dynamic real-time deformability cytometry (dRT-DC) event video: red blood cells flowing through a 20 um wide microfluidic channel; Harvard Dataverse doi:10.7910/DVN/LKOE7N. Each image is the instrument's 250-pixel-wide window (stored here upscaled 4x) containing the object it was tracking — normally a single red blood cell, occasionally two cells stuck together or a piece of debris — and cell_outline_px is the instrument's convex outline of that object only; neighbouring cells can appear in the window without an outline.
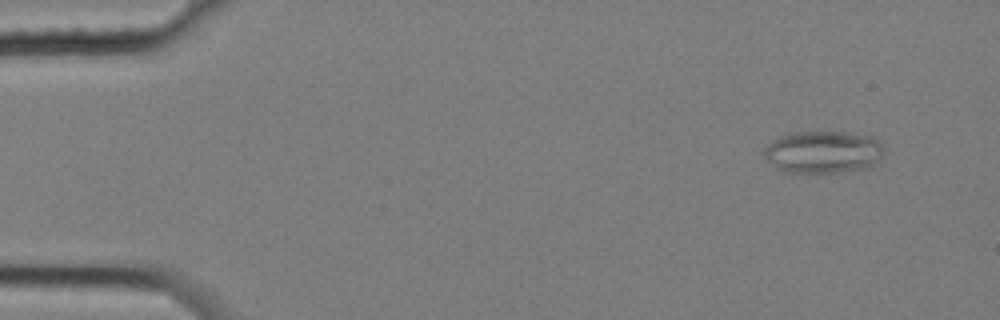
{"species": "common noctule bat (a hibernating species)", "species_latin": "Nyctalus noctula", "temperature_condition": "cold", "stored_images_in_passage": 6, "camera_frame_rate_fps": 3000, "um_per_image_px": 0.085, "animal": {"sex": "female", "body_mass_g": 25.1}, "frame": {"image": 1, "passage_image": 1, "time_ms": 0.0, "image_size_px": [1000, 320], "cell_outline_px": [[884, 148], [880, 156], [868, 168], [840, 172], [784, 172], [776, 168], [764, 156], [764, 148], [772, 140], [780, 136], [792, 132], [848, 132], [872, 136], [880, 140]], "centroid_in_image_um": [69.96, 12.91], "position_along_channel_um": 15.0, "area_um2": 29.59}}